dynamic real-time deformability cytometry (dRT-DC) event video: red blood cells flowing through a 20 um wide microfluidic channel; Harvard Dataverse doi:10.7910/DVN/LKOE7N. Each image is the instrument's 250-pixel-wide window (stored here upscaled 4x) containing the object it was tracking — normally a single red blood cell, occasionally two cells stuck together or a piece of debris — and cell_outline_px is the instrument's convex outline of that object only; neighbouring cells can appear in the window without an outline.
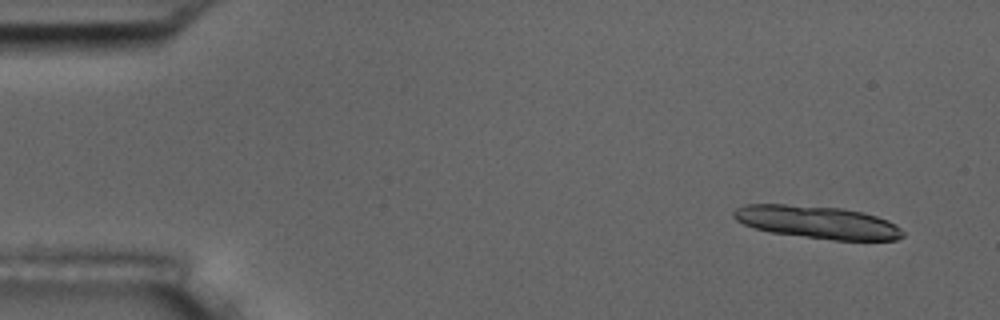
{"species": "common noctule bat (a hibernating species)", "species_latin": "Nyctalus noctula", "temperature_condition": "room temperature", "stored_images_in_passage": 5, "camera_frame_rate_fps": 3000, "um_per_image_px": 0.085, "animal": {"sex": "male", "body_mass_g": 17.5, "forearm_length_mm": 52.3}, "frame": {"image": 1, "passage_image": 1, "time_ms": 0.0, "image_size_px": [1000, 320], "cell_outline_px": [[904, 236], [896, 240], [832, 240], [772, 232], [756, 228], [744, 224], [736, 220], [732, 216], [732, 212], [736, 208], [744, 204], [784, 204], [840, 208], [860, 212], [876, 216], [888, 220], [900, 228], [904, 232]], "centroid_in_image_um": [69.47, 18.89], "position_along_channel_um": 15.5, "area_um2": 32.02}}